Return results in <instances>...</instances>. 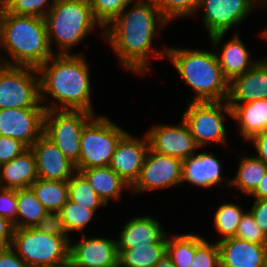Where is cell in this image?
<instances>
[{"instance_id": "obj_1", "label": "cell", "mask_w": 267, "mask_h": 267, "mask_svg": "<svg viewBox=\"0 0 267 267\" xmlns=\"http://www.w3.org/2000/svg\"><path fill=\"white\" fill-rule=\"evenodd\" d=\"M133 4L104 28V38L124 68L146 75L149 58L166 59L167 47L158 51L152 41L169 22L151 0H136Z\"/></svg>"}, {"instance_id": "obj_2", "label": "cell", "mask_w": 267, "mask_h": 267, "mask_svg": "<svg viewBox=\"0 0 267 267\" xmlns=\"http://www.w3.org/2000/svg\"><path fill=\"white\" fill-rule=\"evenodd\" d=\"M37 70L40 101L45 110H83L96 115L91 103V75L84 55L54 54ZM48 95L54 100L51 105L44 104Z\"/></svg>"}, {"instance_id": "obj_3", "label": "cell", "mask_w": 267, "mask_h": 267, "mask_svg": "<svg viewBox=\"0 0 267 267\" xmlns=\"http://www.w3.org/2000/svg\"><path fill=\"white\" fill-rule=\"evenodd\" d=\"M0 47L12 59L10 61L0 53V64L9 66L38 68L55 54L43 17L15 15L4 8L0 13Z\"/></svg>"}, {"instance_id": "obj_4", "label": "cell", "mask_w": 267, "mask_h": 267, "mask_svg": "<svg viewBox=\"0 0 267 267\" xmlns=\"http://www.w3.org/2000/svg\"><path fill=\"white\" fill-rule=\"evenodd\" d=\"M166 59L194 90L191 102H219L227 99L229 81L223 76L215 52L167 47Z\"/></svg>"}, {"instance_id": "obj_5", "label": "cell", "mask_w": 267, "mask_h": 267, "mask_svg": "<svg viewBox=\"0 0 267 267\" xmlns=\"http://www.w3.org/2000/svg\"><path fill=\"white\" fill-rule=\"evenodd\" d=\"M44 19L50 47L53 39L58 47L55 54H72V48L98 27L104 38V29L94 19L88 0H57Z\"/></svg>"}, {"instance_id": "obj_6", "label": "cell", "mask_w": 267, "mask_h": 267, "mask_svg": "<svg viewBox=\"0 0 267 267\" xmlns=\"http://www.w3.org/2000/svg\"><path fill=\"white\" fill-rule=\"evenodd\" d=\"M11 247L29 267L69 265L70 242L37 227L14 229Z\"/></svg>"}, {"instance_id": "obj_7", "label": "cell", "mask_w": 267, "mask_h": 267, "mask_svg": "<svg viewBox=\"0 0 267 267\" xmlns=\"http://www.w3.org/2000/svg\"><path fill=\"white\" fill-rule=\"evenodd\" d=\"M127 132L106 116L95 115L83 128L76 171L109 166L120 139Z\"/></svg>"}, {"instance_id": "obj_8", "label": "cell", "mask_w": 267, "mask_h": 267, "mask_svg": "<svg viewBox=\"0 0 267 267\" xmlns=\"http://www.w3.org/2000/svg\"><path fill=\"white\" fill-rule=\"evenodd\" d=\"M95 116L83 110H46L44 134L75 166L79 162L81 132Z\"/></svg>"}, {"instance_id": "obj_9", "label": "cell", "mask_w": 267, "mask_h": 267, "mask_svg": "<svg viewBox=\"0 0 267 267\" xmlns=\"http://www.w3.org/2000/svg\"><path fill=\"white\" fill-rule=\"evenodd\" d=\"M184 111L182 119L188 125L199 148L206 144H227L225 113L232 117V110L226 100L219 102H191Z\"/></svg>"}, {"instance_id": "obj_10", "label": "cell", "mask_w": 267, "mask_h": 267, "mask_svg": "<svg viewBox=\"0 0 267 267\" xmlns=\"http://www.w3.org/2000/svg\"><path fill=\"white\" fill-rule=\"evenodd\" d=\"M44 107L37 68L0 64V109Z\"/></svg>"}, {"instance_id": "obj_11", "label": "cell", "mask_w": 267, "mask_h": 267, "mask_svg": "<svg viewBox=\"0 0 267 267\" xmlns=\"http://www.w3.org/2000/svg\"><path fill=\"white\" fill-rule=\"evenodd\" d=\"M182 172L183 160L149 149L140 176L130 191L141 193L181 186Z\"/></svg>"}, {"instance_id": "obj_12", "label": "cell", "mask_w": 267, "mask_h": 267, "mask_svg": "<svg viewBox=\"0 0 267 267\" xmlns=\"http://www.w3.org/2000/svg\"><path fill=\"white\" fill-rule=\"evenodd\" d=\"M256 7V0H199L198 10H203L202 22L208 36H211L227 33L243 22Z\"/></svg>"}, {"instance_id": "obj_13", "label": "cell", "mask_w": 267, "mask_h": 267, "mask_svg": "<svg viewBox=\"0 0 267 267\" xmlns=\"http://www.w3.org/2000/svg\"><path fill=\"white\" fill-rule=\"evenodd\" d=\"M45 107L0 109V136L19 140L27 148L44 133Z\"/></svg>"}, {"instance_id": "obj_14", "label": "cell", "mask_w": 267, "mask_h": 267, "mask_svg": "<svg viewBox=\"0 0 267 267\" xmlns=\"http://www.w3.org/2000/svg\"><path fill=\"white\" fill-rule=\"evenodd\" d=\"M177 125L156 124L146 132L150 149L154 152L185 160L200 149L186 122ZM196 151V152H195Z\"/></svg>"}, {"instance_id": "obj_15", "label": "cell", "mask_w": 267, "mask_h": 267, "mask_svg": "<svg viewBox=\"0 0 267 267\" xmlns=\"http://www.w3.org/2000/svg\"><path fill=\"white\" fill-rule=\"evenodd\" d=\"M70 243V267H118V248L116 240L104 237L86 238Z\"/></svg>"}, {"instance_id": "obj_16", "label": "cell", "mask_w": 267, "mask_h": 267, "mask_svg": "<svg viewBox=\"0 0 267 267\" xmlns=\"http://www.w3.org/2000/svg\"><path fill=\"white\" fill-rule=\"evenodd\" d=\"M137 138L126 133L119 141L109 167L130 187L138 180L146 155L150 149L147 134Z\"/></svg>"}, {"instance_id": "obj_17", "label": "cell", "mask_w": 267, "mask_h": 267, "mask_svg": "<svg viewBox=\"0 0 267 267\" xmlns=\"http://www.w3.org/2000/svg\"><path fill=\"white\" fill-rule=\"evenodd\" d=\"M36 158L37 176L43 180L67 181L75 172L57 145L44 133L30 147Z\"/></svg>"}, {"instance_id": "obj_18", "label": "cell", "mask_w": 267, "mask_h": 267, "mask_svg": "<svg viewBox=\"0 0 267 267\" xmlns=\"http://www.w3.org/2000/svg\"><path fill=\"white\" fill-rule=\"evenodd\" d=\"M259 99H267L266 59H260L247 72L229 81L226 102L228 105H238Z\"/></svg>"}, {"instance_id": "obj_19", "label": "cell", "mask_w": 267, "mask_h": 267, "mask_svg": "<svg viewBox=\"0 0 267 267\" xmlns=\"http://www.w3.org/2000/svg\"><path fill=\"white\" fill-rule=\"evenodd\" d=\"M224 35L225 33H216L209 36V39L213 44V48L217 49L215 50L217 51L215 54L217 56L223 76L230 81L235 76L247 72L257 62H259L260 59L255 61L251 60L252 57L250 52L248 49H246L238 32H235L233 37L229 39V41H227L222 48L220 45Z\"/></svg>"}, {"instance_id": "obj_20", "label": "cell", "mask_w": 267, "mask_h": 267, "mask_svg": "<svg viewBox=\"0 0 267 267\" xmlns=\"http://www.w3.org/2000/svg\"><path fill=\"white\" fill-rule=\"evenodd\" d=\"M220 267H267V245L230 237L218 240Z\"/></svg>"}, {"instance_id": "obj_21", "label": "cell", "mask_w": 267, "mask_h": 267, "mask_svg": "<svg viewBox=\"0 0 267 267\" xmlns=\"http://www.w3.org/2000/svg\"><path fill=\"white\" fill-rule=\"evenodd\" d=\"M116 240L118 249L138 248L153 244H166L167 234L156 218L133 217L125 223Z\"/></svg>"}, {"instance_id": "obj_22", "label": "cell", "mask_w": 267, "mask_h": 267, "mask_svg": "<svg viewBox=\"0 0 267 267\" xmlns=\"http://www.w3.org/2000/svg\"><path fill=\"white\" fill-rule=\"evenodd\" d=\"M221 161L213 153L201 152L183 160L182 184L190 182L191 185L199 187H213L216 184L230 179L222 176Z\"/></svg>"}, {"instance_id": "obj_23", "label": "cell", "mask_w": 267, "mask_h": 267, "mask_svg": "<svg viewBox=\"0 0 267 267\" xmlns=\"http://www.w3.org/2000/svg\"><path fill=\"white\" fill-rule=\"evenodd\" d=\"M2 184L4 189H26L38 178L36 158L27 148L19 156L2 164Z\"/></svg>"}, {"instance_id": "obj_24", "label": "cell", "mask_w": 267, "mask_h": 267, "mask_svg": "<svg viewBox=\"0 0 267 267\" xmlns=\"http://www.w3.org/2000/svg\"><path fill=\"white\" fill-rule=\"evenodd\" d=\"M229 107L244 140L249 141L256 134L267 130V99L229 105Z\"/></svg>"}, {"instance_id": "obj_25", "label": "cell", "mask_w": 267, "mask_h": 267, "mask_svg": "<svg viewBox=\"0 0 267 267\" xmlns=\"http://www.w3.org/2000/svg\"><path fill=\"white\" fill-rule=\"evenodd\" d=\"M89 181L90 186L100 196L107 205L111 199H119L124 188L131 190L126 183L114 170L109 166L87 168L80 171Z\"/></svg>"}, {"instance_id": "obj_26", "label": "cell", "mask_w": 267, "mask_h": 267, "mask_svg": "<svg viewBox=\"0 0 267 267\" xmlns=\"http://www.w3.org/2000/svg\"><path fill=\"white\" fill-rule=\"evenodd\" d=\"M267 171V165L256 156H243L238 164L236 176L230 179V188L250 195L258 186Z\"/></svg>"}, {"instance_id": "obj_27", "label": "cell", "mask_w": 267, "mask_h": 267, "mask_svg": "<svg viewBox=\"0 0 267 267\" xmlns=\"http://www.w3.org/2000/svg\"><path fill=\"white\" fill-rule=\"evenodd\" d=\"M30 188L48 212H59L68 200L67 181L37 178Z\"/></svg>"}, {"instance_id": "obj_28", "label": "cell", "mask_w": 267, "mask_h": 267, "mask_svg": "<svg viewBox=\"0 0 267 267\" xmlns=\"http://www.w3.org/2000/svg\"><path fill=\"white\" fill-rule=\"evenodd\" d=\"M118 253V267H154L166 255V244L118 249Z\"/></svg>"}, {"instance_id": "obj_29", "label": "cell", "mask_w": 267, "mask_h": 267, "mask_svg": "<svg viewBox=\"0 0 267 267\" xmlns=\"http://www.w3.org/2000/svg\"><path fill=\"white\" fill-rule=\"evenodd\" d=\"M47 212L31 188L17 189V228L36 227Z\"/></svg>"}, {"instance_id": "obj_30", "label": "cell", "mask_w": 267, "mask_h": 267, "mask_svg": "<svg viewBox=\"0 0 267 267\" xmlns=\"http://www.w3.org/2000/svg\"><path fill=\"white\" fill-rule=\"evenodd\" d=\"M67 182L69 200L95 211L100 206H107L81 172L76 171Z\"/></svg>"}, {"instance_id": "obj_31", "label": "cell", "mask_w": 267, "mask_h": 267, "mask_svg": "<svg viewBox=\"0 0 267 267\" xmlns=\"http://www.w3.org/2000/svg\"><path fill=\"white\" fill-rule=\"evenodd\" d=\"M196 234H178L172 238L167 234L166 254L175 267H190L195 256Z\"/></svg>"}, {"instance_id": "obj_32", "label": "cell", "mask_w": 267, "mask_h": 267, "mask_svg": "<svg viewBox=\"0 0 267 267\" xmlns=\"http://www.w3.org/2000/svg\"><path fill=\"white\" fill-rule=\"evenodd\" d=\"M213 219L216 231L222 239L235 237L238 224L245 211L234 203H224L217 208Z\"/></svg>"}, {"instance_id": "obj_33", "label": "cell", "mask_w": 267, "mask_h": 267, "mask_svg": "<svg viewBox=\"0 0 267 267\" xmlns=\"http://www.w3.org/2000/svg\"><path fill=\"white\" fill-rule=\"evenodd\" d=\"M95 212V210L83 207L69 199L59 211L69 232H83L82 230L85 229L87 224L94 218Z\"/></svg>"}, {"instance_id": "obj_34", "label": "cell", "mask_w": 267, "mask_h": 267, "mask_svg": "<svg viewBox=\"0 0 267 267\" xmlns=\"http://www.w3.org/2000/svg\"><path fill=\"white\" fill-rule=\"evenodd\" d=\"M94 19L104 29L135 0H88Z\"/></svg>"}, {"instance_id": "obj_35", "label": "cell", "mask_w": 267, "mask_h": 267, "mask_svg": "<svg viewBox=\"0 0 267 267\" xmlns=\"http://www.w3.org/2000/svg\"><path fill=\"white\" fill-rule=\"evenodd\" d=\"M56 1L57 0H52L51 2L49 0H3V8L7 12L15 15L44 18Z\"/></svg>"}, {"instance_id": "obj_36", "label": "cell", "mask_w": 267, "mask_h": 267, "mask_svg": "<svg viewBox=\"0 0 267 267\" xmlns=\"http://www.w3.org/2000/svg\"><path fill=\"white\" fill-rule=\"evenodd\" d=\"M159 9L162 16L168 21L179 17L196 16L199 0H151Z\"/></svg>"}, {"instance_id": "obj_37", "label": "cell", "mask_w": 267, "mask_h": 267, "mask_svg": "<svg viewBox=\"0 0 267 267\" xmlns=\"http://www.w3.org/2000/svg\"><path fill=\"white\" fill-rule=\"evenodd\" d=\"M190 267H220L218 242L210 243L205 238L196 235L195 256Z\"/></svg>"}, {"instance_id": "obj_38", "label": "cell", "mask_w": 267, "mask_h": 267, "mask_svg": "<svg viewBox=\"0 0 267 267\" xmlns=\"http://www.w3.org/2000/svg\"><path fill=\"white\" fill-rule=\"evenodd\" d=\"M235 237L251 243L267 245V237L256 224L250 211L243 214L238 224Z\"/></svg>"}, {"instance_id": "obj_39", "label": "cell", "mask_w": 267, "mask_h": 267, "mask_svg": "<svg viewBox=\"0 0 267 267\" xmlns=\"http://www.w3.org/2000/svg\"><path fill=\"white\" fill-rule=\"evenodd\" d=\"M36 227L50 235L66 238L70 243L72 242L70 235H68L69 231L59 212H47Z\"/></svg>"}, {"instance_id": "obj_40", "label": "cell", "mask_w": 267, "mask_h": 267, "mask_svg": "<svg viewBox=\"0 0 267 267\" xmlns=\"http://www.w3.org/2000/svg\"><path fill=\"white\" fill-rule=\"evenodd\" d=\"M0 215L17 229V190L0 189Z\"/></svg>"}, {"instance_id": "obj_41", "label": "cell", "mask_w": 267, "mask_h": 267, "mask_svg": "<svg viewBox=\"0 0 267 267\" xmlns=\"http://www.w3.org/2000/svg\"><path fill=\"white\" fill-rule=\"evenodd\" d=\"M26 149L27 147L19 140L0 136V164L8 163Z\"/></svg>"}, {"instance_id": "obj_42", "label": "cell", "mask_w": 267, "mask_h": 267, "mask_svg": "<svg viewBox=\"0 0 267 267\" xmlns=\"http://www.w3.org/2000/svg\"><path fill=\"white\" fill-rule=\"evenodd\" d=\"M249 211L252 213L256 224L267 237V199H255Z\"/></svg>"}, {"instance_id": "obj_43", "label": "cell", "mask_w": 267, "mask_h": 267, "mask_svg": "<svg viewBox=\"0 0 267 267\" xmlns=\"http://www.w3.org/2000/svg\"><path fill=\"white\" fill-rule=\"evenodd\" d=\"M0 267H29L11 247H0Z\"/></svg>"}, {"instance_id": "obj_44", "label": "cell", "mask_w": 267, "mask_h": 267, "mask_svg": "<svg viewBox=\"0 0 267 267\" xmlns=\"http://www.w3.org/2000/svg\"><path fill=\"white\" fill-rule=\"evenodd\" d=\"M248 142H252L258 157L267 165V130L253 136Z\"/></svg>"}, {"instance_id": "obj_45", "label": "cell", "mask_w": 267, "mask_h": 267, "mask_svg": "<svg viewBox=\"0 0 267 267\" xmlns=\"http://www.w3.org/2000/svg\"><path fill=\"white\" fill-rule=\"evenodd\" d=\"M13 231V223L0 215V247L11 246Z\"/></svg>"}, {"instance_id": "obj_46", "label": "cell", "mask_w": 267, "mask_h": 267, "mask_svg": "<svg viewBox=\"0 0 267 267\" xmlns=\"http://www.w3.org/2000/svg\"><path fill=\"white\" fill-rule=\"evenodd\" d=\"M254 199H267V171L256 189L250 194Z\"/></svg>"}, {"instance_id": "obj_47", "label": "cell", "mask_w": 267, "mask_h": 267, "mask_svg": "<svg viewBox=\"0 0 267 267\" xmlns=\"http://www.w3.org/2000/svg\"><path fill=\"white\" fill-rule=\"evenodd\" d=\"M154 267H175L172 260L166 254Z\"/></svg>"}, {"instance_id": "obj_48", "label": "cell", "mask_w": 267, "mask_h": 267, "mask_svg": "<svg viewBox=\"0 0 267 267\" xmlns=\"http://www.w3.org/2000/svg\"><path fill=\"white\" fill-rule=\"evenodd\" d=\"M256 4H257V7H260V6L266 7L267 6V0H256ZM265 4H266V6H265Z\"/></svg>"}, {"instance_id": "obj_49", "label": "cell", "mask_w": 267, "mask_h": 267, "mask_svg": "<svg viewBox=\"0 0 267 267\" xmlns=\"http://www.w3.org/2000/svg\"><path fill=\"white\" fill-rule=\"evenodd\" d=\"M260 35H261V37L263 39H266L265 41H267V27H266V29L264 28V30L260 33ZM263 59H266L267 60V57L266 58L263 57Z\"/></svg>"}, {"instance_id": "obj_50", "label": "cell", "mask_w": 267, "mask_h": 267, "mask_svg": "<svg viewBox=\"0 0 267 267\" xmlns=\"http://www.w3.org/2000/svg\"><path fill=\"white\" fill-rule=\"evenodd\" d=\"M1 170H2V164H0V189L3 188Z\"/></svg>"}, {"instance_id": "obj_51", "label": "cell", "mask_w": 267, "mask_h": 267, "mask_svg": "<svg viewBox=\"0 0 267 267\" xmlns=\"http://www.w3.org/2000/svg\"><path fill=\"white\" fill-rule=\"evenodd\" d=\"M2 8H3V0H0V13H1Z\"/></svg>"}]
</instances>
